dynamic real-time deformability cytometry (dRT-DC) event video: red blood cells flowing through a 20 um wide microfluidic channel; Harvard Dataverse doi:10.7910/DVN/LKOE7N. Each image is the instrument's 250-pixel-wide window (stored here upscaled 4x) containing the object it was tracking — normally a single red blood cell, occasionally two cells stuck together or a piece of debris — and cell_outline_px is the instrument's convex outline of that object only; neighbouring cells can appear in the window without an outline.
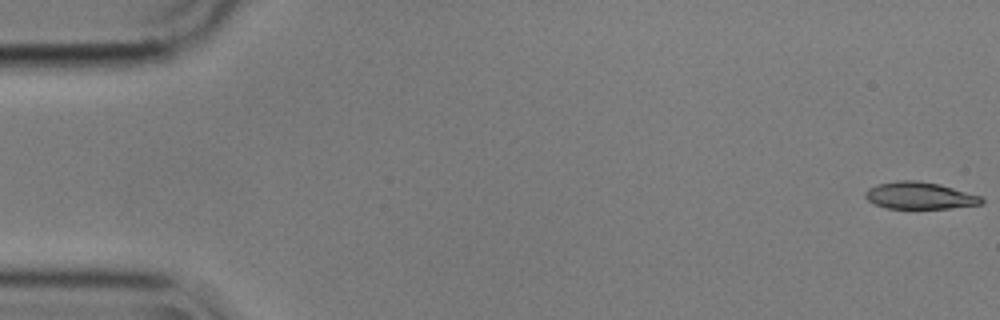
{"species": "common noctule bat (a hibernating species)", "species_latin": "Nyctalus noctula", "temperature_condition": "cold", "stored_images_in_passage": 16, "camera_frame_rate_fps": 3000, "um_per_image_px": 0.085, "animal": {"sex": "male", "body_mass_g": 17.9}, "frame": {"image": 1, "passage_image": 1, "time_ms": 0.0, "image_size_px": [1000, 320], "cell_outline_px": [[984, 204], [948, 208], [888, 208], [876, 204], [868, 200], [864, 196], [864, 192], [868, 188], [876, 184], [900, 180], [916, 180], [940, 184], [980, 196], [984, 200]], "centroid_in_image_um": [78.16, 16.62], "position_along_channel_um": 6.8, "area_um2": 18.21}}